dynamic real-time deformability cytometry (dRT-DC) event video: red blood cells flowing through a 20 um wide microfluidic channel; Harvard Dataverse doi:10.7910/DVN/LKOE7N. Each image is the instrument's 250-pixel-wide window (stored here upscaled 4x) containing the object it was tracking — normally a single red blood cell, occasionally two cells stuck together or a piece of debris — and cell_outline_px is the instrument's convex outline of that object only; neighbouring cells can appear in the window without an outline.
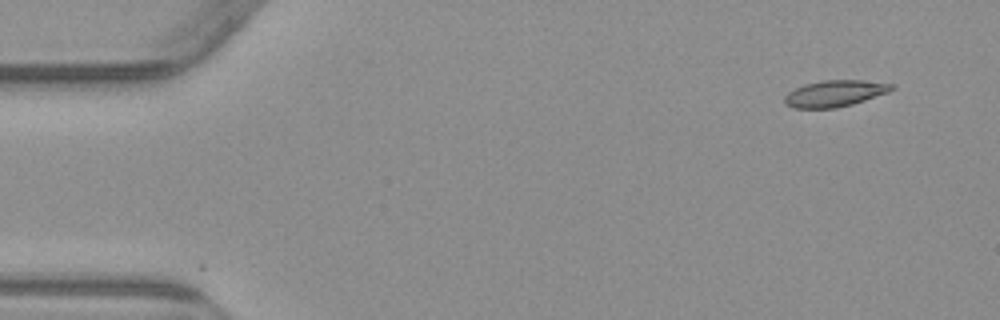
{"species": "common noctule bat (a hibernating species)", "species_latin": "Nyctalus noctula", "temperature_condition": "warm", "stored_images_in_passage": 4, "camera_frame_rate_fps": 3000, "um_per_image_px": 0.085, "animal": {"sex": "male", "body_mass_g": 23.1, "forearm_length_mm": 52.7}, "frame": {"image": 1, "passage_image": 1, "time_ms": 0.0, "image_size_px": [1000, 320], "cell_outline_px": [[896, 88], [888, 92], [852, 104], [836, 108], [792, 108], [784, 104], [784, 96], [788, 92], [804, 84], [824, 80], [864, 80], [896, 84]], "centroid_in_image_um": [70.96, 7.94], "position_along_channel_um": 14.0, "area_um2": 16.59}}
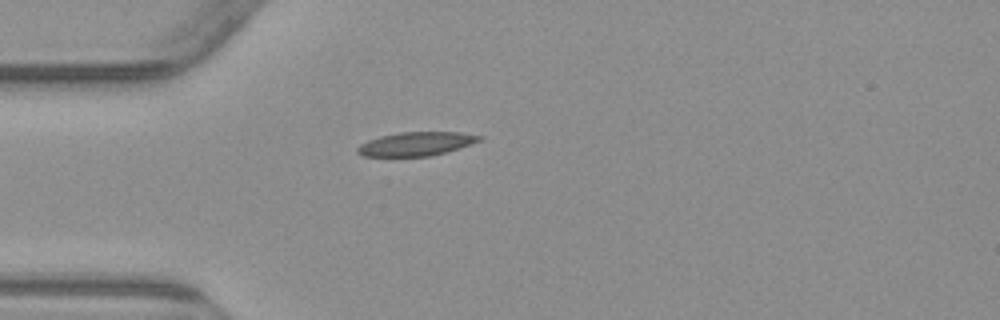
{"frame": {"image": 2, "passage_image": 4, "time_ms": 3.667, "image_size_px": [1000, 320], "cell_outline_px": [[484, 136], [480, 140], [472, 144], [444, 152], [428, 156], [364, 156], [356, 152], [356, 148], [360, 144], [368, 140], [380, 136], [400, 132], [460, 132]], "centroid_in_image_um": [35.35, 12.22], "position_along_channel_um": 49.6, "area_um2": 16.76}}